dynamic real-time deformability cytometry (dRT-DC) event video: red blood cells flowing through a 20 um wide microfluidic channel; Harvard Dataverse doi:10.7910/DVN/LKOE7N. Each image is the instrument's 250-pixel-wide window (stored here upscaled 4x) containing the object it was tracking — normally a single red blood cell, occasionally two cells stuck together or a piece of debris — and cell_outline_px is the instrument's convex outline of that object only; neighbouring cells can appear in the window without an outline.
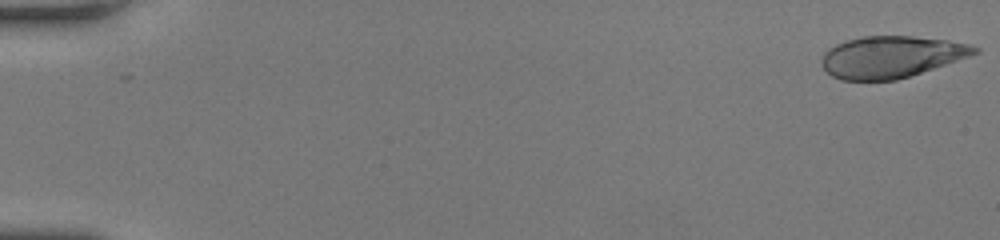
{"species": "human", "species_latin": "Homo sapiens", "temperature_condition": "room temperature", "stored_images_in_passage": 25, "camera_frame_rate_fps": 3000, "um_per_image_px": 0.085, "donor": {"sex": "female"}, "frame": {"image": 1, "passage_image": 1, "time_ms": 0.0, "image_size_px": [1000, 240], "cell_outline_px": [[980, 52], [896, 80], [840, 80], [832, 76], [820, 64], [820, 60], [824, 52], [828, 48], [844, 40], [864, 36], [912, 36], [948, 40], [972, 44], [980, 48]], "centroid_in_image_um": [75.71, 4.82], "position_along_channel_um": 9.3, "area_um2": 37.05}}
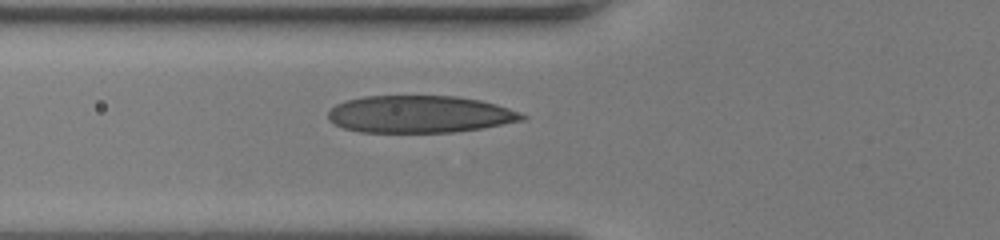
{"frame": {"image": 2, "passage_image": 21, "time_ms": 6.667, "image_size_px": [1000, 240], "cell_outline_px": [[528, 116], [524, 120], [484, 128], [452, 132], [360, 132], [344, 128], [328, 120], [328, 112], [336, 104], [344, 100], [364, 96], [456, 96], [480, 100], [496, 104], [508, 108]], "centroid_in_image_um": [35.67, 9.71], "position_along_channel_um": 90.1, "area_um2": 42.14}}
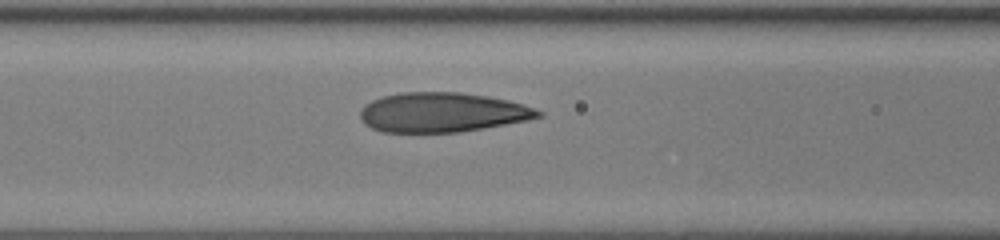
{"frame": {"image": 3, "passage_image": 24, "time_ms": 7.667, "image_size_px": [1000, 240], "cell_outline_px": [[544, 116], [528, 120], [484, 128], [460, 132], [380, 132], [364, 124], [360, 116], [360, 108], [364, 104], [372, 100], [384, 96], [404, 92], [460, 92], [488, 96], [508, 100], [524, 104], [544, 112]], "centroid_in_image_um": [37.6, 9.55], "position_along_channel_um": 129.0, "area_um2": 41.33}}